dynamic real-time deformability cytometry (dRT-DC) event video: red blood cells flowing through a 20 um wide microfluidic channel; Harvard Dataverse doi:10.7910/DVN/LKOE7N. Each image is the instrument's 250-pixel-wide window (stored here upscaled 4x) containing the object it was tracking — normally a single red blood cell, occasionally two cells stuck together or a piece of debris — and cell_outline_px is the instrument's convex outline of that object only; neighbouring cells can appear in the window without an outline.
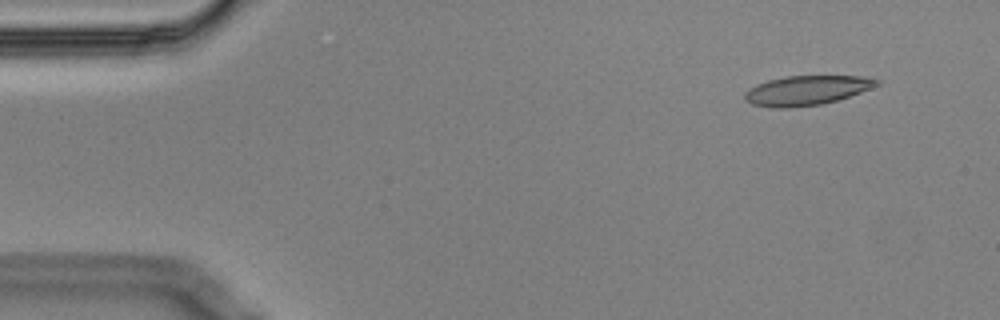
{"species": "Egyptian fruit bat (a non-hibernating species)", "species_latin": "Rousettus aegyptiacus", "temperature_condition": "cold", "stored_images_in_passage": 5, "camera_frame_rate_fps": 3000, "um_per_image_px": 0.085, "animal": {"sex": "male"}, "frame": {"image": 1, "passage_image": 2, "time_ms": 0.333, "image_size_px": [1000, 320], "cell_outline_px": [[880, 84], [860, 92], [836, 100], [820, 104], [788, 108], [772, 108], [752, 104], [744, 100], [744, 92], [748, 88], [756, 84], [768, 80], [784, 76], [864, 76], [880, 80]], "centroid_in_image_um": [68.51, 7.68], "position_along_channel_um": 16.5, "area_um2": 22.72}}
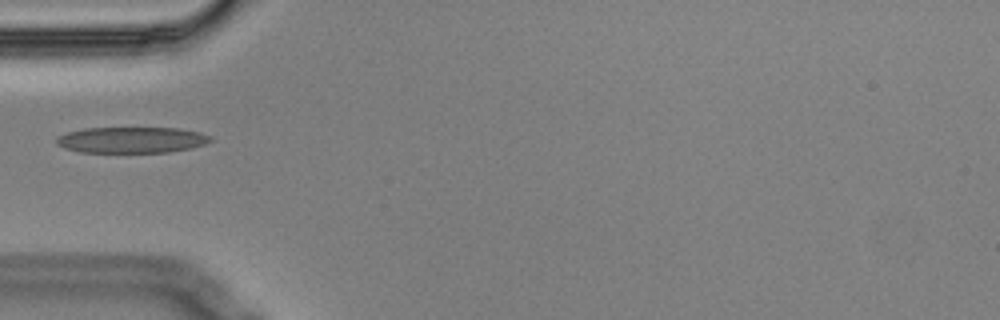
{"frame": {"image": 2, "passage_image": 5, "time_ms": 1.333, "image_size_px": [1000, 320], "cell_outline_px": [[212, 140], [204, 144], [192, 148], [168, 152], [80, 152], [64, 148], [56, 144], [56, 136], [68, 132], [84, 128], [176, 128], [200, 132], [212, 136]], "centroid_in_image_um": [11.17, 11.89], "position_along_channel_um": 73.8, "area_um2": 23.41}}